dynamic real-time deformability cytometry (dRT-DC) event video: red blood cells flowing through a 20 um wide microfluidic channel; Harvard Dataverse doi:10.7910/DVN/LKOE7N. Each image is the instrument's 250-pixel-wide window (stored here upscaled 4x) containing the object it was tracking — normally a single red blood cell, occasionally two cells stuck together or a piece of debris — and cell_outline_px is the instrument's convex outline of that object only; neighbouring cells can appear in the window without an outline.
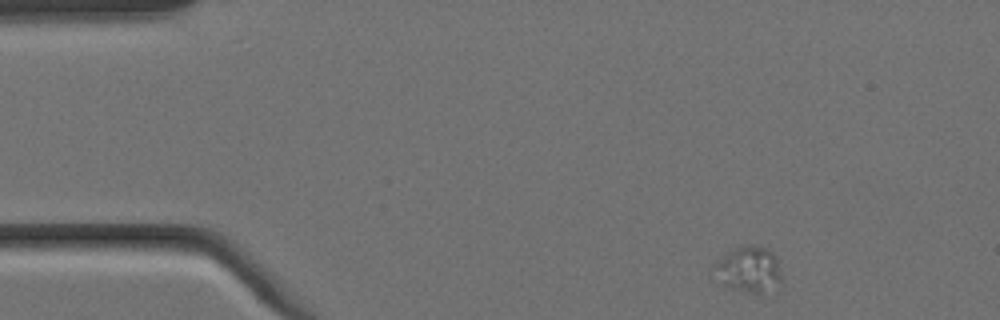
{"species": "Egyptian fruit bat (a non-hibernating species)", "species_latin": "Rousettus aegyptiacus", "temperature_condition": "cold", "stored_images_in_passage": 4, "camera_frame_rate_fps": 3000, "um_per_image_px": 0.085, "animal": {"sex": "female"}, "frame": {"image": 1, "passage_image": 1, "time_ms": 0.0, "image_size_px": [1000, 320], "cell_outline_px": [[780, 280], [776, 292], [764, 296], [724, 288], [716, 264], [728, 252], [744, 244], [752, 244], [768, 248], [776, 256], [780, 276]], "centroid_in_image_um": [63.76, 22.97], "position_along_channel_um": 21.2, "area_um2": 18.26}}
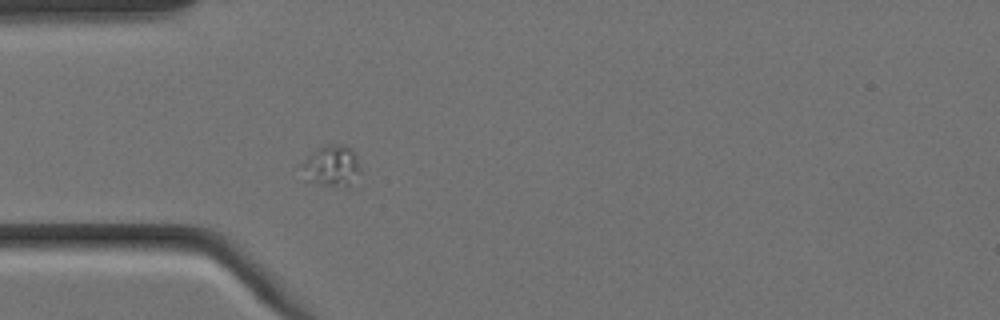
{"frame": {"image": 2, "passage_image": 4, "time_ms": 1.0, "image_size_px": [1000, 320], "cell_outline_px": [[360, 172], [348, 188], [316, 184], [304, 180], [300, 164], [316, 148], [324, 144], [344, 144], [352, 148], [356, 156], [360, 168]], "centroid_in_image_um": [28.16, 14.11], "position_along_channel_um": 56.8, "area_um2": 14.57}}